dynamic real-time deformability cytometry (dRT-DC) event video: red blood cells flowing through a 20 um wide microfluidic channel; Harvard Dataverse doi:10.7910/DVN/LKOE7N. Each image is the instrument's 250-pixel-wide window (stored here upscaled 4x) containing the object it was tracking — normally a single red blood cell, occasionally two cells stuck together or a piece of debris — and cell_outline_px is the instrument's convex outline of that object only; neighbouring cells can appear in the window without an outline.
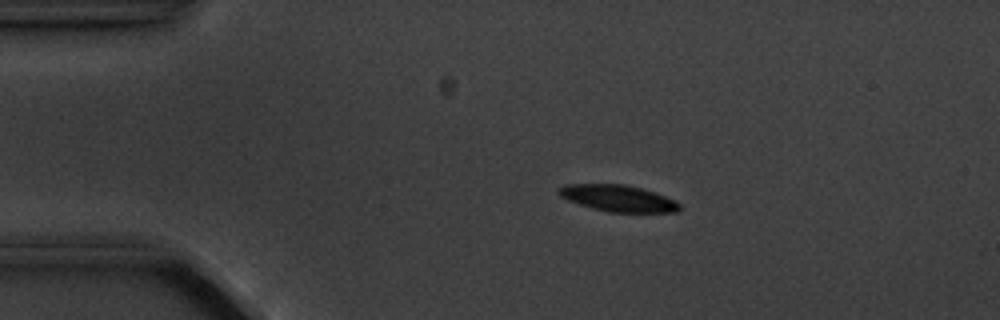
{"species": "common noctule bat (a hibernating species)", "species_latin": "Nyctalus noctula", "temperature_condition": "cold", "stored_images_in_passage": 4, "camera_frame_rate_fps": 3000, "um_per_image_px": 0.085, "animal": {"sex": "male", "body_mass_g": 20.1, "forearm_length_mm": 53.5}, "frame": {"image": 1, "passage_image": 2, "time_ms": 1.0, "image_size_px": [1000, 320], "cell_outline_px": [[680, 208], [676, 212], [608, 212], [580, 204], [568, 200], [560, 196], [556, 192], [556, 188], [564, 184], [624, 184], [640, 188], [676, 200], [680, 204]], "centroid_in_image_um": [52.49, 16.84], "position_along_channel_um": 32.5, "area_um2": 18.55}}
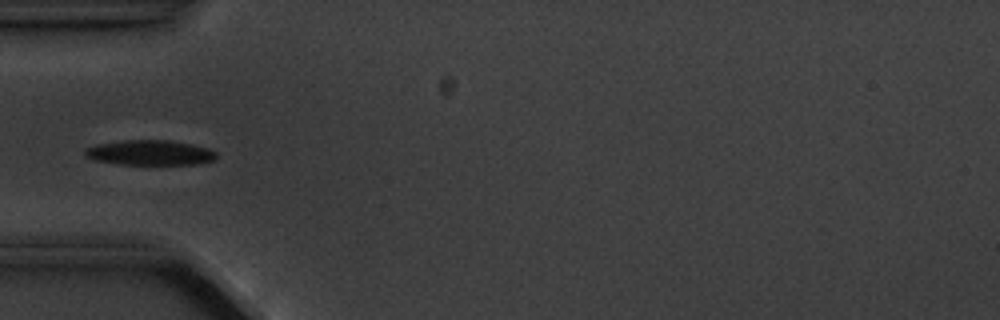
{"frame": {"image": 2, "passage_image": 4, "time_ms": 3.333, "image_size_px": [1000, 320], "cell_outline_px": [[216, 160], [196, 164], [120, 164], [92, 160], [84, 156], [84, 148], [96, 144], [120, 140], [172, 140], [192, 144], [208, 148], [216, 152]], "centroid_in_image_um": [12.71, 12.97], "position_along_channel_um": 72.3, "area_um2": 19.42}}